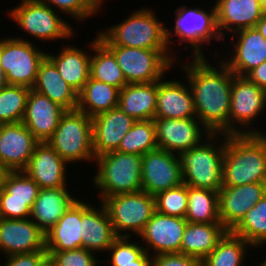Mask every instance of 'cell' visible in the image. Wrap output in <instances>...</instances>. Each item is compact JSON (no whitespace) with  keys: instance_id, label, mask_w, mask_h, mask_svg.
Listing matches in <instances>:
<instances>
[{"instance_id":"cell-1","label":"cell","mask_w":266,"mask_h":266,"mask_svg":"<svg viewBox=\"0 0 266 266\" xmlns=\"http://www.w3.org/2000/svg\"><path fill=\"white\" fill-rule=\"evenodd\" d=\"M207 57H193L183 63L187 75L196 118L210 134L229 135V113L233 72L221 61L219 70Z\"/></svg>"},{"instance_id":"cell-2","label":"cell","mask_w":266,"mask_h":266,"mask_svg":"<svg viewBox=\"0 0 266 266\" xmlns=\"http://www.w3.org/2000/svg\"><path fill=\"white\" fill-rule=\"evenodd\" d=\"M266 183V134L226 135L222 186Z\"/></svg>"},{"instance_id":"cell-3","label":"cell","mask_w":266,"mask_h":266,"mask_svg":"<svg viewBox=\"0 0 266 266\" xmlns=\"http://www.w3.org/2000/svg\"><path fill=\"white\" fill-rule=\"evenodd\" d=\"M104 30L96 36L106 46L161 50L174 64L177 62L166 39V27L149 7L133 11L123 22Z\"/></svg>"},{"instance_id":"cell-4","label":"cell","mask_w":266,"mask_h":266,"mask_svg":"<svg viewBox=\"0 0 266 266\" xmlns=\"http://www.w3.org/2000/svg\"><path fill=\"white\" fill-rule=\"evenodd\" d=\"M220 136L223 143L216 147L213 141ZM218 137L217 134H210L200 145L178 154L183 184L212 191L221 189L226 134H219Z\"/></svg>"},{"instance_id":"cell-5","label":"cell","mask_w":266,"mask_h":266,"mask_svg":"<svg viewBox=\"0 0 266 266\" xmlns=\"http://www.w3.org/2000/svg\"><path fill=\"white\" fill-rule=\"evenodd\" d=\"M94 162L98 171L93 180L96 188H99L100 201L142 189V156L111 151L95 157Z\"/></svg>"},{"instance_id":"cell-6","label":"cell","mask_w":266,"mask_h":266,"mask_svg":"<svg viewBox=\"0 0 266 266\" xmlns=\"http://www.w3.org/2000/svg\"><path fill=\"white\" fill-rule=\"evenodd\" d=\"M49 145L68 163L95 161L92 117L78 109L66 110L58 123Z\"/></svg>"},{"instance_id":"cell-7","label":"cell","mask_w":266,"mask_h":266,"mask_svg":"<svg viewBox=\"0 0 266 266\" xmlns=\"http://www.w3.org/2000/svg\"><path fill=\"white\" fill-rule=\"evenodd\" d=\"M100 203L104 205L117 237H132L130 231L139 237L156 212L155 196L142 190L106 197Z\"/></svg>"},{"instance_id":"cell-8","label":"cell","mask_w":266,"mask_h":266,"mask_svg":"<svg viewBox=\"0 0 266 266\" xmlns=\"http://www.w3.org/2000/svg\"><path fill=\"white\" fill-rule=\"evenodd\" d=\"M172 34L177 36L180 43L192 46L193 57H205L202 49L204 43H211V39L223 40L216 23L215 5L210 11L196 7L189 9L185 5L176 8L174 31L166 27V39L169 46L173 43L170 40Z\"/></svg>"},{"instance_id":"cell-9","label":"cell","mask_w":266,"mask_h":266,"mask_svg":"<svg viewBox=\"0 0 266 266\" xmlns=\"http://www.w3.org/2000/svg\"><path fill=\"white\" fill-rule=\"evenodd\" d=\"M46 55L32 41L12 36L0 39V65L9 85L32 89L39 65Z\"/></svg>"},{"instance_id":"cell-10","label":"cell","mask_w":266,"mask_h":266,"mask_svg":"<svg viewBox=\"0 0 266 266\" xmlns=\"http://www.w3.org/2000/svg\"><path fill=\"white\" fill-rule=\"evenodd\" d=\"M8 15L24 32L38 40H65L75 35L70 24L59 17L57 11L55 13L49 5L33 0H21Z\"/></svg>"},{"instance_id":"cell-11","label":"cell","mask_w":266,"mask_h":266,"mask_svg":"<svg viewBox=\"0 0 266 266\" xmlns=\"http://www.w3.org/2000/svg\"><path fill=\"white\" fill-rule=\"evenodd\" d=\"M265 106L266 91L250 81L246 76H238L233 73L229 113V135L266 134L263 133L262 130L250 127L251 123L253 124L255 121L254 118L259 117L261 111L265 110ZM241 125L245 129L248 127L250 129L241 130L239 128Z\"/></svg>"},{"instance_id":"cell-12","label":"cell","mask_w":266,"mask_h":266,"mask_svg":"<svg viewBox=\"0 0 266 266\" xmlns=\"http://www.w3.org/2000/svg\"><path fill=\"white\" fill-rule=\"evenodd\" d=\"M115 55L127 84L152 83L163 78L174 64L161 50L107 46Z\"/></svg>"},{"instance_id":"cell-13","label":"cell","mask_w":266,"mask_h":266,"mask_svg":"<svg viewBox=\"0 0 266 266\" xmlns=\"http://www.w3.org/2000/svg\"><path fill=\"white\" fill-rule=\"evenodd\" d=\"M142 191L156 196L158 193L183 184L178 154L155 149L142 156Z\"/></svg>"},{"instance_id":"cell-14","label":"cell","mask_w":266,"mask_h":266,"mask_svg":"<svg viewBox=\"0 0 266 266\" xmlns=\"http://www.w3.org/2000/svg\"><path fill=\"white\" fill-rule=\"evenodd\" d=\"M40 189L24 171H9L0 194V218H30Z\"/></svg>"},{"instance_id":"cell-15","label":"cell","mask_w":266,"mask_h":266,"mask_svg":"<svg viewBox=\"0 0 266 266\" xmlns=\"http://www.w3.org/2000/svg\"><path fill=\"white\" fill-rule=\"evenodd\" d=\"M153 121L157 147L174 154L200 145L203 142L202 138H205L201 132H204V135H210L197 118H154Z\"/></svg>"},{"instance_id":"cell-16","label":"cell","mask_w":266,"mask_h":266,"mask_svg":"<svg viewBox=\"0 0 266 266\" xmlns=\"http://www.w3.org/2000/svg\"><path fill=\"white\" fill-rule=\"evenodd\" d=\"M266 195V183L222 186L218 191L219 217L223 226L232 231L246 213Z\"/></svg>"},{"instance_id":"cell-17","label":"cell","mask_w":266,"mask_h":266,"mask_svg":"<svg viewBox=\"0 0 266 266\" xmlns=\"http://www.w3.org/2000/svg\"><path fill=\"white\" fill-rule=\"evenodd\" d=\"M38 143L22 122L0 124V164L8 171H24Z\"/></svg>"},{"instance_id":"cell-18","label":"cell","mask_w":266,"mask_h":266,"mask_svg":"<svg viewBox=\"0 0 266 266\" xmlns=\"http://www.w3.org/2000/svg\"><path fill=\"white\" fill-rule=\"evenodd\" d=\"M186 225L185 218L168 216L156 211L139 235L141 240L147 244L143 245L145 251L150 253L149 248H151L154 251L152 256L163 253H181V242Z\"/></svg>"},{"instance_id":"cell-19","label":"cell","mask_w":266,"mask_h":266,"mask_svg":"<svg viewBox=\"0 0 266 266\" xmlns=\"http://www.w3.org/2000/svg\"><path fill=\"white\" fill-rule=\"evenodd\" d=\"M0 251L6 256L46 251V235L30 218H0Z\"/></svg>"},{"instance_id":"cell-20","label":"cell","mask_w":266,"mask_h":266,"mask_svg":"<svg viewBox=\"0 0 266 266\" xmlns=\"http://www.w3.org/2000/svg\"><path fill=\"white\" fill-rule=\"evenodd\" d=\"M234 35V36H233ZM229 44H233L231 55L223 63L238 76H246L252 69L266 61V39L255 28H245L232 34ZM233 53V54H232Z\"/></svg>"},{"instance_id":"cell-21","label":"cell","mask_w":266,"mask_h":266,"mask_svg":"<svg viewBox=\"0 0 266 266\" xmlns=\"http://www.w3.org/2000/svg\"><path fill=\"white\" fill-rule=\"evenodd\" d=\"M136 122L119 107L92 117L93 150L95 157L116 151L123 137Z\"/></svg>"},{"instance_id":"cell-22","label":"cell","mask_w":266,"mask_h":266,"mask_svg":"<svg viewBox=\"0 0 266 266\" xmlns=\"http://www.w3.org/2000/svg\"><path fill=\"white\" fill-rule=\"evenodd\" d=\"M66 110L48 97L30 89L22 123L39 142H47Z\"/></svg>"},{"instance_id":"cell-23","label":"cell","mask_w":266,"mask_h":266,"mask_svg":"<svg viewBox=\"0 0 266 266\" xmlns=\"http://www.w3.org/2000/svg\"><path fill=\"white\" fill-rule=\"evenodd\" d=\"M66 164L48 142H39L24 172L41 189L66 187Z\"/></svg>"},{"instance_id":"cell-24","label":"cell","mask_w":266,"mask_h":266,"mask_svg":"<svg viewBox=\"0 0 266 266\" xmlns=\"http://www.w3.org/2000/svg\"><path fill=\"white\" fill-rule=\"evenodd\" d=\"M98 209L81 200L82 248L93 253L108 252L117 238L104 205L101 203Z\"/></svg>"},{"instance_id":"cell-25","label":"cell","mask_w":266,"mask_h":266,"mask_svg":"<svg viewBox=\"0 0 266 266\" xmlns=\"http://www.w3.org/2000/svg\"><path fill=\"white\" fill-rule=\"evenodd\" d=\"M182 81H157V107L154 118H196L194 98Z\"/></svg>"},{"instance_id":"cell-26","label":"cell","mask_w":266,"mask_h":266,"mask_svg":"<svg viewBox=\"0 0 266 266\" xmlns=\"http://www.w3.org/2000/svg\"><path fill=\"white\" fill-rule=\"evenodd\" d=\"M216 23L219 34L224 30L234 33L245 28H253L262 18L260 0H216Z\"/></svg>"},{"instance_id":"cell-27","label":"cell","mask_w":266,"mask_h":266,"mask_svg":"<svg viewBox=\"0 0 266 266\" xmlns=\"http://www.w3.org/2000/svg\"><path fill=\"white\" fill-rule=\"evenodd\" d=\"M68 187L40 189L31 209L30 219L43 231H49L79 197Z\"/></svg>"},{"instance_id":"cell-28","label":"cell","mask_w":266,"mask_h":266,"mask_svg":"<svg viewBox=\"0 0 266 266\" xmlns=\"http://www.w3.org/2000/svg\"><path fill=\"white\" fill-rule=\"evenodd\" d=\"M34 91L48 97L65 110H75L78 106V93L67 84L56 66L45 57L40 63Z\"/></svg>"},{"instance_id":"cell-29","label":"cell","mask_w":266,"mask_h":266,"mask_svg":"<svg viewBox=\"0 0 266 266\" xmlns=\"http://www.w3.org/2000/svg\"><path fill=\"white\" fill-rule=\"evenodd\" d=\"M81 200H76L58 222L45 233L46 251H69L82 248Z\"/></svg>"},{"instance_id":"cell-30","label":"cell","mask_w":266,"mask_h":266,"mask_svg":"<svg viewBox=\"0 0 266 266\" xmlns=\"http://www.w3.org/2000/svg\"><path fill=\"white\" fill-rule=\"evenodd\" d=\"M156 100L157 81L127 84L120 90L118 107L136 121L154 120Z\"/></svg>"},{"instance_id":"cell-31","label":"cell","mask_w":266,"mask_h":266,"mask_svg":"<svg viewBox=\"0 0 266 266\" xmlns=\"http://www.w3.org/2000/svg\"><path fill=\"white\" fill-rule=\"evenodd\" d=\"M227 232L222 223L187 222L181 242V253L203 261Z\"/></svg>"},{"instance_id":"cell-32","label":"cell","mask_w":266,"mask_h":266,"mask_svg":"<svg viewBox=\"0 0 266 266\" xmlns=\"http://www.w3.org/2000/svg\"><path fill=\"white\" fill-rule=\"evenodd\" d=\"M78 47L63 46L56 55L47 53L46 57L56 66L64 81L78 94L90 78V54Z\"/></svg>"},{"instance_id":"cell-33","label":"cell","mask_w":266,"mask_h":266,"mask_svg":"<svg viewBox=\"0 0 266 266\" xmlns=\"http://www.w3.org/2000/svg\"><path fill=\"white\" fill-rule=\"evenodd\" d=\"M119 94L120 89L90 77L78 94L77 109L93 117L118 107Z\"/></svg>"},{"instance_id":"cell-34","label":"cell","mask_w":266,"mask_h":266,"mask_svg":"<svg viewBox=\"0 0 266 266\" xmlns=\"http://www.w3.org/2000/svg\"><path fill=\"white\" fill-rule=\"evenodd\" d=\"M95 55L90 57V77L122 89L127 82L114 53L98 38L89 44Z\"/></svg>"},{"instance_id":"cell-35","label":"cell","mask_w":266,"mask_h":266,"mask_svg":"<svg viewBox=\"0 0 266 266\" xmlns=\"http://www.w3.org/2000/svg\"><path fill=\"white\" fill-rule=\"evenodd\" d=\"M185 219L190 223H221L218 191L188 186Z\"/></svg>"},{"instance_id":"cell-36","label":"cell","mask_w":266,"mask_h":266,"mask_svg":"<svg viewBox=\"0 0 266 266\" xmlns=\"http://www.w3.org/2000/svg\"><path fill=\"white\" fill-rule=\"evenodd\" d=\"M252 248L244 238L228 231L213 251L202 261L203 266H242L247 249Z\"/></svg>"},{"instance_id":"cell-37","label":"cell","mask_w":266,"mask_h":266,"mask_svg":"<svg viewBox=\"0 0 266 266\" xmlns=\"http://www.w3.org/2000/svg\"><path fill=\"white\" fill-rule=\"evenodd\" d=\"M231 232L244 238L254 248L266 243V195L246 213Z\"/></svg>"},{"instance_id":"cell-38","label":"cell","mask_w":266,"mask_h":266,"mask_svg":"<svg viewBox=\"0 0 266 266\" xmlns=\"http://www.w3.org/2000/svg\"><path fill=\"white\" fill-rule=\"evenodd\" d=\"M157 148L154 121L145 120L133 124L116 151L143 156Z\"/></svg>"},{"instance_id":"cell-39","label":"cell","mask_w":266,"mask_h":266,"mask_svg":"<svg viewBox=\"0 0 266 266\" xmlns=\"http://www.w3.org/2000/svg\"><path fill=\"white\" fill-rule=\"evenodd\" d=\"M30 88L8 85L0 90V124L23 121Z\"/></svg>"},{"instance_id":"cell-40","label":"cell","mask_w":266,"mask_h":266,"mask_svg":"<svg viewBox=\"0 0 266 266\" xmlns=\"http://www.w3.org/2000/svg\"><path fill=\"white\" fill-rule=\"evenodd\" d=\"M188 186H181L160 192L155 196L158 213L185 218L187 211Z\"/></svg>"},{"instance_id":"cell-41","label":"cell","mask_w":266,"mask_h":266,"mask_svg":"<svg viewBox=\"0 0 266 266\" xmlns=\"http://www.w3.org/2000/svg\"><path fill=\"white\" fill-rule=\"evenodd\" d=\"M111 266L137 265V259L145 252L142 244L134 243L130 237H117L108 249Z\"/></svg>"},{"instance_id":"cell-42","label":"cell","mask_w":266,"mask_h":266,"mask_svg":"<svg viewBox=\"0 0 266 266\" xmlns=\"http://www.w3.org/2000/svg\"><path fill=\"white\" fill-rule=\"evenodd\" d=\"M53 266H98L101 263L91 251L78 248L69 251H46Z\"/></svg>"},{"instance_id":"cell-43","label":"cell","mask_w":266,"mask_h":266,"mask_svg":"<svg viewBox=\"0 0 266 266\" xmlns=\"http://www.w3.org/2000/svg\"><path fill=\"white\" fill-rule=\"evenodd\" d=\"M38 3L56 7L59 11L73 16L76 20H86L97 14L99 9L90 0H33Z\"/></svg>"},{"instance_id":"cell-44","label":"cell","mask_w":266,"mask_h":266,"mask_svg":"<svg viewBox=\"0 0 266 266\" xmlns=\"http://www.w3.org/2000/svg\"><path fill=\"white\" fill-rule=\"evenodd\" d=\"M153 266H203V264L201 260L179 252L153 256Z\"/></svg>"},{"instance_id":"cell-45","label":"cell","mask_w":266,"mask_h":266,"mask_svg":"<svg viewBox=\"0 0 266 266\" xmlns=\"http://www.w3.org/2000/svg\"><path fill=\"white\" fill-rule=\"evenodd\" d=\"M46 256V251L5 256L7 259L4 266H37Z\"/></svg>"},{"instance_id":"cell-46","label":"cell","mask_w":266,"mask_h":266,"mask_svg":"<svg viewBox=\"0 0 266 266\" xmlns=\"http://www.w3.org/2000/svg\"><path fill=\"white\" fill-rule=\"evenodd\" d=\"M246 77L258 87L266 91V61L252 69Z\"/></svg>"},{"instance_id":"cell-47","label":"cell","mask_w":266,"mask_h":266,"mask_svg":"<svg viewBox=\"0 0 266 266\" xmlns=\"http://www.w3.org/2000/svg\"><path fill=\"white\" fill-rule=\"evenodd\" d=\"M151 253L146 251L137 259V265H128V266H153V256Z\"/></svg>"},{"instance_id":"cell-48","label":"cell","mask_w":266,"mask_h":266,"mask_svg":"<svg viewBox=\"0 0 266 266\" xmlns=\"http://www.w3.org/2000/svg\"><path fill=\"white\" fill-rule=\"evenodd\" d=\"M255 28L261 33L266 39V13L262 15V18L257 22Z\"/></svg>"},{"instance_id":"cell-49","label":"cell","mask_w":266,"mask_h":266,"mask_svg":"<svg viewBox=\"0 0 266 266\" xmlns=\"http://www.w3.org/2000/svg\"><path fill=\"white\" fill-rule=\"evenodd\" d=\"M9 171L0 164V194L4 189V181Z\"/></svg>"},{"instance_id":"cell-50","label":"cell","mask_w":266,"mask_h":266,"mask_svg":"<svg viewBox=\"0 0 266 266\" xmlns=\"http://www.w3.org/2000/svg\"><path fill=\"white\" fill-rule=\"evenodd\" d=\"M9 84H8V81H7V78H6V74L5 72L3 71L1 65H0V90H2L3 88L7 87Z\"/></svg>"},{"instance_id":"cell-51","label":"cell","mask_w":266,"mask_h":266,"mask_svg":"<svg viewBox=\"0 0 266 266\" xmlns=\"http://www.w3.org/2000/svg\"><path fill=\"white\" fill-rule=\"evenodd\" d=\"M37 266H53L51 259L48 255Z\"/></svg>"},{"instance_id":"cell-52","label":"cell","mask_w":266,"mask_h":266,"mask_svg":"<svg viewBox=\"0 0 266 266\" xmlns=\"http://www.w3.org/2000/svg\"><path fill=\"white\" fill-rule=\"evenodd\" d=\"M99 10L101 9V5L103 6V0H90Z\"/></svg>"},{"instance_id":"cell-53","label":"cell","mask_w":266,"mask_h":266,"mask_svg":"<svg viewBox=\"0 0 266 266\" xmlns=\"http://www.w3.org/2000/svg\"><path fill=\"white\" fill-rule=\"evenodd\" d=\"M260 4L264 13H266V0H260Z\"/></svg>"},{"instance_id":"cell-54","label":"cell","mask_w":266,"mask_h":266,"mask_svg":"<svg viewBox=\"0 0 266 266\" xmlns=\"http://www.w3.org/2000/svg\"><path fill=\"white\" fill-rule=\"evenodd\" d=\"M260 266H266V259H264V261L262 263L259 264ZM258 265V266H259Z\"/></svg>"}]
</instances>
